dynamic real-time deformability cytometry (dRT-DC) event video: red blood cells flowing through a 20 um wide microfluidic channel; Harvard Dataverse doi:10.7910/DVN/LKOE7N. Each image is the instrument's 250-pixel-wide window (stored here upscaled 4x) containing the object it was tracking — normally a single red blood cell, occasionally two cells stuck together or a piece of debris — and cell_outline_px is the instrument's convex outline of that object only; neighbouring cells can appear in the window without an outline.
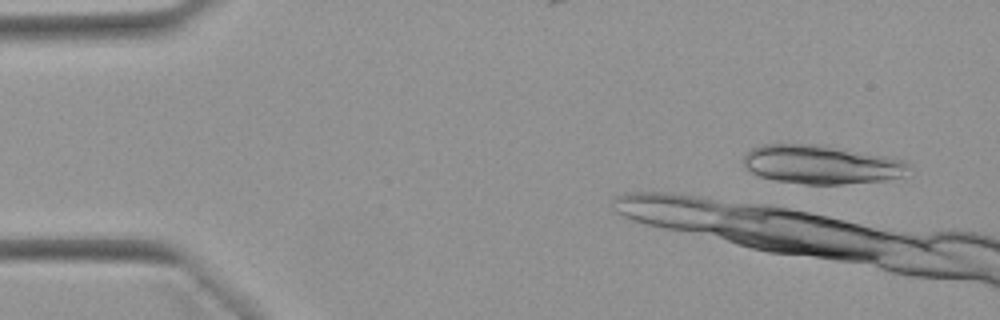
{"species": "Egyptian fruit bat (a non-hibernating species)", "species_latin": "Rousettus aegyptiacus", "temperature_condition": "warm", "stored_images_in_passage": 7, "camera_frame_rate_fps": 3000, "um_per_image_px": 0.085, "animal": {"sex": "female"}, "frame": {"image": 1, "passage_image": 3, "time_ms": 0.667, "image_size_px": [1000, 320], "cell_outline_px": [[908, 164], [900, 176], [888, 180], [844, 184], [804, 184], [776, 180], [760, 176], [752, 172], [744, 164], [744, 156], [752, 148], [764, 144], [816, 144], [892, 156], [904, 160]], "centroid_in_image_um": [69.81, 13.97], "position_along_channel_um": 15.2, "area_um2": 37.17}}